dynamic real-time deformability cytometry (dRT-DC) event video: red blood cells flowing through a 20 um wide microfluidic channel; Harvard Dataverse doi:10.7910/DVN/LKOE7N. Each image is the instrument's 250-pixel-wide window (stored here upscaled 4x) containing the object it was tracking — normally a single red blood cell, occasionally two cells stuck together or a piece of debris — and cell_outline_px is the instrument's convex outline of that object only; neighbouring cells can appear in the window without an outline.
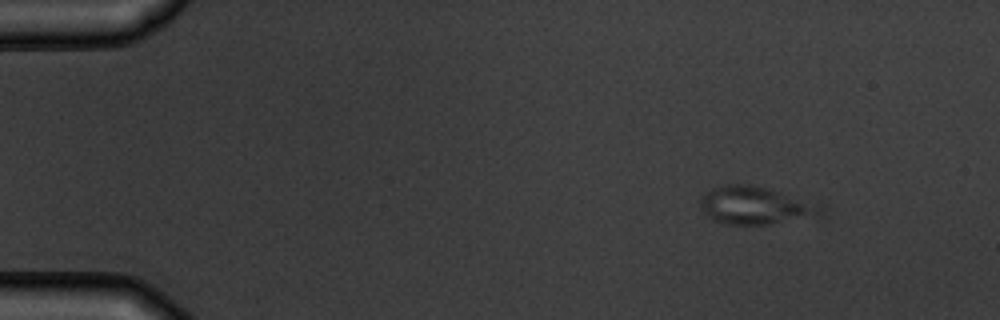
{"species": "common noctule bat (a hibernating species)", "species_latin": "Nyctalus noctula", "temperature_condition": "warm", "stored_images_in_passage": 4, "camera_frame_rate_fps": 3000, "um_per_image_px": 0.085, "animal": {"sex": "male", "body_mass_g": 19.5, "forearm_length_mm": 54.6}, "frame": {"image": 1, "passage_image": 1, "time_ms": 0.0, "image_size_px": [1000, 320], "cell_outline_px": [[824, 212], [820, 216], [768, 224], [724, 224], [712, 220], [700, 208], [700, 200], [704, 192], [712, 188], [724, 184], [748, 184], [768, 188], [824, 204]], "centroid_in_image_um": [64.24, 17.46], "position_along_channel_um": 20.8, "area_um2": 26.99}}